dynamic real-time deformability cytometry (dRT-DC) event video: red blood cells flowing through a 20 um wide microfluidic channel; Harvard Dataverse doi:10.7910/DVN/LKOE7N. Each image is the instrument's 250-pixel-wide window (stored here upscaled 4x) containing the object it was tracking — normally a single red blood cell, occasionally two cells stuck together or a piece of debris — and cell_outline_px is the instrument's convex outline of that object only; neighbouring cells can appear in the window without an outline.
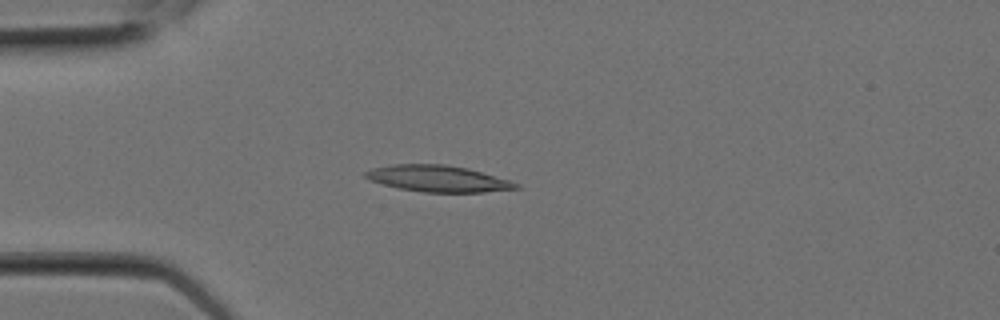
{"species": "Egyptian fruit bat (a non-hibernating species)", "species_latin": "Rousettus aegyptiacus", "temperature_condition": "room temperature", "stored_images_in_passage": 7, "camera_frame_rate_fps": 3000, "um_per_image_px": 0.085, "animal": {"sex": "female"}, "frame": {"image": 1, "passage_image": 4, "time_ms": 1.0, "image_size_px": [1000, 320], "cell_outline_px": [[520, 188], [484, 192], [424, 192], [400, 188], [384, 184], [372, 180], [364, 176], [364, 172], [372, 168], [388, 164], [444, 164], [468, 168], [508, 180], [520, 184]], "centroid_in_image_um": [37.22, 15.17], "position_along_channel_um": 47.8, "area_um2": 22.95}}
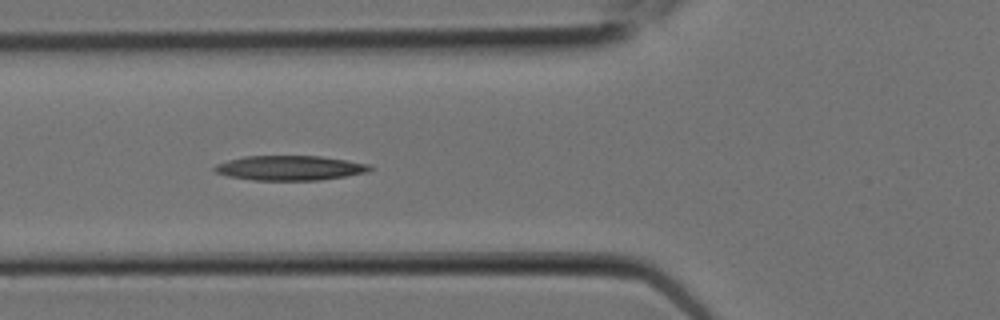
{"frame": {"image": 2, "passage_image": 6, "time_ms": 1.667, "image_size_px": [1000, 320], "cell_outline_px": [[372, 168], [368, 172], [320, 180], [252, 180], [228, 176], [216, 172], [212, 168], [216, 164], [228, 160], [244, 156], [320, 156], [368, 164]], "centroid_in_image_um": [24.59, 14.28], "position_along_channel_um": 101.2, "area_um2": 22.2}}
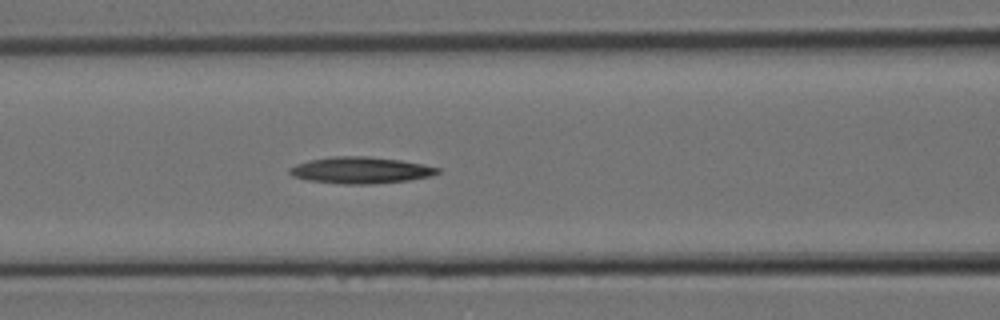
{"frame": {"image": 3, "passage_image": 7, "time_ms": 2.0, "image_size_px": [1000, 320], "cell_outline_px": [[440, 172], [432, 176], [408, 180], [372, 184], [344, 184], [308, 180], [292, 176], [288, 172], [288, 168], [296, 164], [308, 160], [332, 156], [368, 156], [400, 160], [440, 168]], "centroid_in_image_um": [30.62, 14.46], "position_along_channel_um": 136.0, "area_um2": 22.89}}